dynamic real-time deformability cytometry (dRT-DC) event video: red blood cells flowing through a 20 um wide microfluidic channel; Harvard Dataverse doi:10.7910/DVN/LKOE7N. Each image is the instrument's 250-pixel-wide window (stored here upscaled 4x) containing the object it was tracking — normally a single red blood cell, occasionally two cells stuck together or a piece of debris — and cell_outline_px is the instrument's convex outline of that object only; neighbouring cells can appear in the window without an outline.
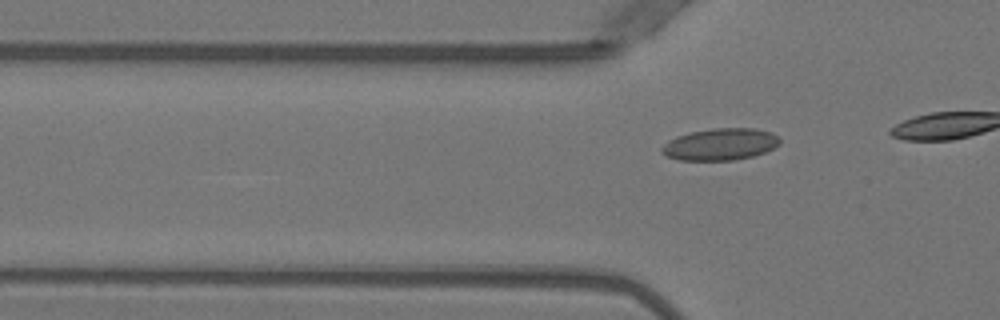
{"species": "Egyptian fruit bat (a non-hibernating species)", "species_latin": "Rousettus aegyptiacus", "temperature_condition": "warm", "stored_images_in_passage": 21, "segment_of_instrument_passage": [2, 2], "camera_frame_rate_fps": 3000, "um_per_image_px": 0.085, "animal": {"sex": "female"}, "frame": {"image": 1, "passage_image": 21, "time_ms": 6.667, "image_size_px": [1000, 320], "cell_outline_px": [[780, 144], [764, 152], [752, 156], [736, 160], [680, 160], [668, 156], [660, 152], [660, 148], [668, 140], [676, 136], [688, 132], [712, 128], [756, 128], [772, 132], [780, 140]], "centroid_in_image_um": [61.2, 12.25], "position_along_channel_um": 64.6, "area_um2": 22.02}}